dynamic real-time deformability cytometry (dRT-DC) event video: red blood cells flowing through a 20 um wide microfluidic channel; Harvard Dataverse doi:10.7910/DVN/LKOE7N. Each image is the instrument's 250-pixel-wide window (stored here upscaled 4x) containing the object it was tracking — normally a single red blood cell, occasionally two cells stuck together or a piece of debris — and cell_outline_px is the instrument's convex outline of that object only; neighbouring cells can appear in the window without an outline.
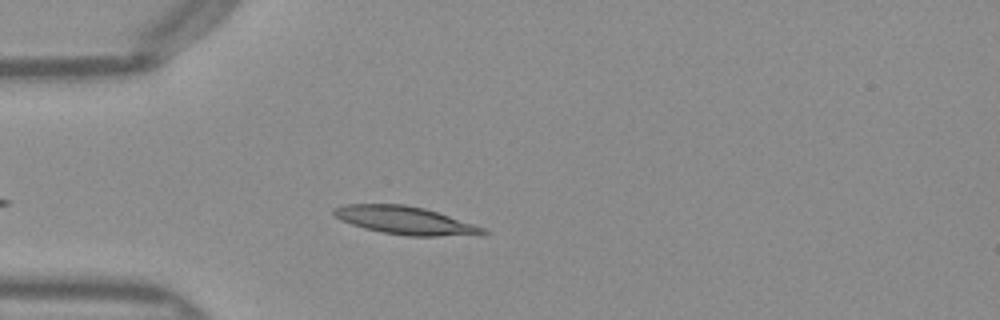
{"species": "Egyptian fruit bat (a non-hibernating species)", "species_latin": "Rousettus aegyptiacus", "temperature_condition": "warm", "stored_images_in_passage": 40, "camera_frame_rate_fps": 3000, "um_per_image_px": 0.085, "frame": {"image": 1, "passage_image": 7, "time_ms": 2.0, "image_size_px": [1000, 320], "cell_outline_px": [[488, 232], [480, 236], [408, 236], [380, 232], [364, 228], [340, 220], [332, 212], [336, 208], [344, 204], [404, 204], [424, 208], [484, 228]], "centroid_in_image_um": [34.46, 18.75], "position_along_channel_um": 50.5, "area_um2": 24.22}}
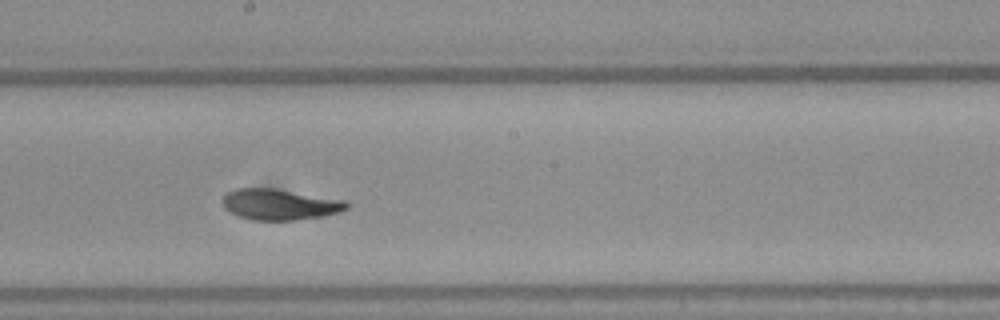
{"frame": {"image": 2, "passage_image": 21, "time_ms": 6.667, "image_size_px": [1000, 320], "cell_outline_px": [[352, 208], [324, 216], [296, 220], [252, 220], [240, 216], [224, 208], [224, 196], [228, 192], [236, 188], [272, 188], [348, 200], [352, 204]], "centroid_in_image_um": [23.89, 17.37], "position_along_channel_um": 224.3, "area_um2": 22.48}}
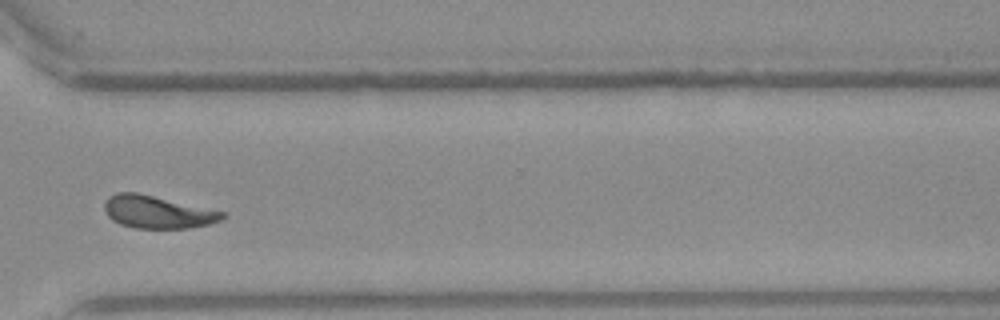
{"frame": {"image": 3, "passage_image": 31, "time_ms": 10.0, "image_size_px": [1000, 320], "cell_outline_px": [[228, 216], [224, 220], [192, 228], [136, 228], [120, 224], [112, 220], [108, 216], [104, 208], [104, 204], [108, 196], [116, 192], [136, 192], [228, 212]], "centroid_in_image_um": [13.44, 18.02], "position_along_channel_um": 357.2, "area_um2": 22.72}, "authors_computed_cell_mechanics": {"area_um2": 23.0622, "velocity_mm_per_s": 3.9891, "shape_relaxation_time_tau1_ms": 6.1157, "shape_relaxation_time_tau2_ms": 2.4825, "deformation_change_tau1": 0.1796, "deformation_change_tau2": 0.0895}}